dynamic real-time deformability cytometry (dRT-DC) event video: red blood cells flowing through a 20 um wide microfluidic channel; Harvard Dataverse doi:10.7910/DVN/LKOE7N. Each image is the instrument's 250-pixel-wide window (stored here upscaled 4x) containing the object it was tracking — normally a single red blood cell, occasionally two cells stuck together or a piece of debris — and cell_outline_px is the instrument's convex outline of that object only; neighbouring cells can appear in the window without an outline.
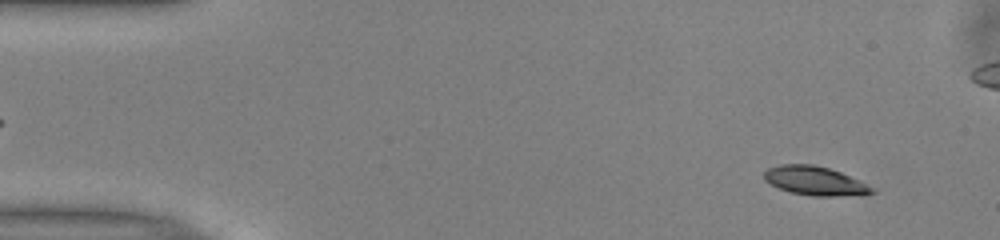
{"species": "common noctule bat (a hibernating species)", "species_latin": "Nyctalus noctula", "temperature_condition": "warm", "stored_images_in_passage": 52, "camera_frame_rate_fps": 3000, "um_per_image_px": 0.085, "animal": {"sex": "male", "body_mass_g": 13.0, "forearm_length_mm": 53.1}, "frame": {"image": 1, "passage_image": 4, "time_ms": 1.0, "image_size_px": [1000, 240], "cell_outline_px": [[876, 192], [836, 196], [812, 196], [792, 192], [780, 188], [764, 180], [764, 172], [768, 168], [780, 164], [812, 164], [828, 168], [840, 172], [876, 188]], "centroid_in_image_um": [69.25, 15.36], "position_along_channel_um": 15.7, "area_um2": 17.86}}
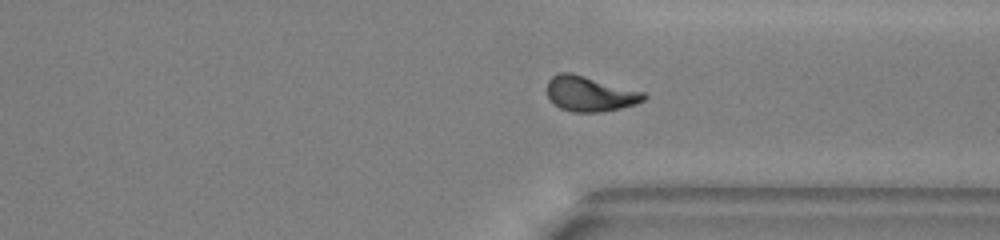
{"frame": {"image": 2, "passage_image": 38, "time_ms": 12.333, "image_size_px": [1000, 240], "cell_outline_px": [[648, 96], [644, 100], [636, 104], [620, 108], [600, 112], [572, 112], [560, 108], [548, 96], [548, 80], [552, 76], [560, 72], [572, 72], [644, 92]], "centroid_in_image_um": [50.16, 7.96], "position_along_channel_um": 361.2, "area_um2": 19.77}}
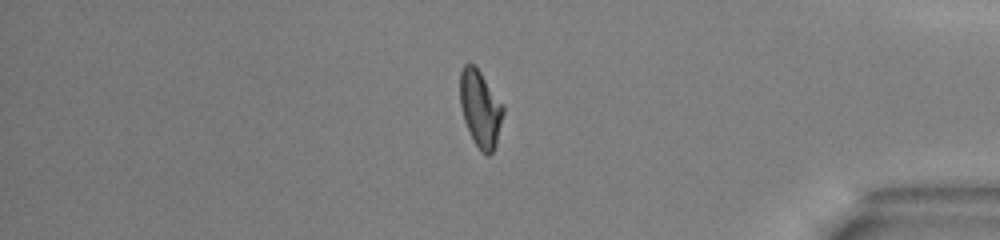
{"frame": {"image": 3, "passage_image": 43, "time_ms": 14.0, "image_size_px": [1000, 240], "cell_outline_px": [[504, 112], [496, 144], [492, 152], [488, 156], [472, 140], [464, 120], [460, 104], [460, 72], [464, 64], [476, 64], [504, 108]], "centroid_in_image_um": [40.81, 9.2], "position_along_channel_um": 394.4, "area_um2": 19.07}, "authors_computed_cell_mechanics": {"area_um2": 19.1318, "velocity_mm_per_s": 3.9671, "shape_relaxation_time_tau1_ms": 2.9744, "shape_relaxation_time_tau2_ms": 2.9201, "deformation_change_tau1": 0.1622, "deformation_change_tau2": 0.075}}